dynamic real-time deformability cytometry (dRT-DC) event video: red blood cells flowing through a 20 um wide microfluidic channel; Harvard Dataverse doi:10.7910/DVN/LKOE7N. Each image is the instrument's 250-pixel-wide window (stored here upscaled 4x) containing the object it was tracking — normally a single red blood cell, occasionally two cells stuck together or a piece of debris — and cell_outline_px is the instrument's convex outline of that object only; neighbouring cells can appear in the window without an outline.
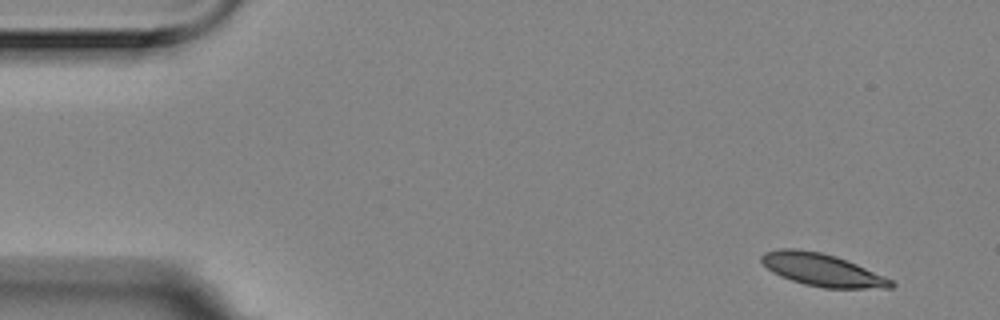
{"species": "Egyptian fruit bat (a non-hibernating species)", "species_latin": "Rousettus aegyptiacus", "temperature_condition": "room temperature", "stored_images_in_passage": 9, "camera_frame_rate_fps": 3000, "um_per_image_px": 0.085, "animal": {"sex": "female"}, "frame": {"image": 1, "passage_image": 1, "time_ms": 0.0, "image_size_px": [1000, 320], "cell_outline_px": [[896, 284], [892, 288], [824, 288], [804, 284], [780, 276], [772, 272], [760, 260], [760, 256], [764, 252], [780, 248], [796, 248], [820, 252], [836, 256], [856, 264], [884, 276], [892, 280]], "centroid_in_image_um": [69.86, 22.93], "position_along_channel_um": 15.1, "area_um2": 24.51}}
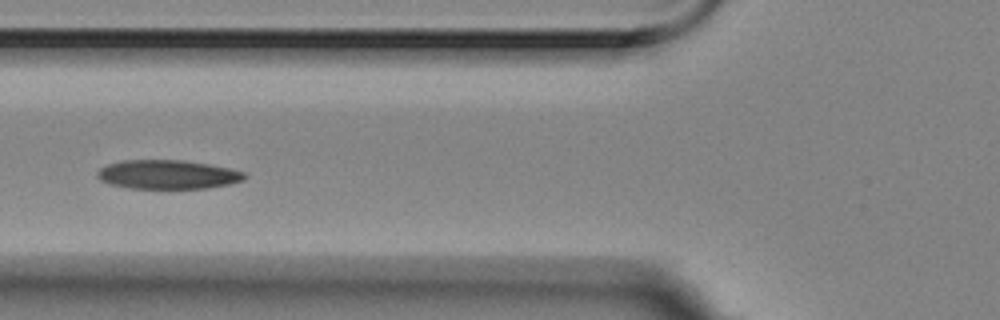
{"frame": {"image": 2, "passage_image": 6, "time_ms": 1.667, "image_size_px": [1000, 320], "cell_outline_px": [[248, 176], [244, 180], [228, 184], [208, 188], [128, 188], [108, 184], [100, 180], [96, 176], [96, 172], [100, 168], [108, 164], [124, 160], [184, 160], [208, 164], [228, 168], [244, 172]], "centroid_in_image_um": [14.23, 14.83], "position_along_channel_um": 111.6, "area_um2": 24.91}}
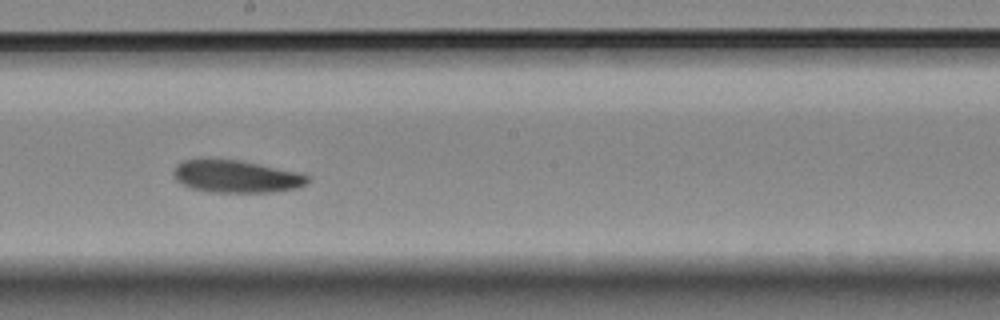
{"frame": {"image": 3, "passage_image": 9, "time_ms": 2.667, "image_size_px": [1000, 320], "cell_outline_px": [[308, 184], [296, 188], [268, 192], [212, 192], [192, 188], [176, 180], [172, 172], [176, 164], [184, 160], [200, 156], [240, 160], [300, 172], [308, 176]], "centroid_in_image_um": [20.02, 14.95], "position_along_channel_um": 228.2, "area_um2": 25.89}}